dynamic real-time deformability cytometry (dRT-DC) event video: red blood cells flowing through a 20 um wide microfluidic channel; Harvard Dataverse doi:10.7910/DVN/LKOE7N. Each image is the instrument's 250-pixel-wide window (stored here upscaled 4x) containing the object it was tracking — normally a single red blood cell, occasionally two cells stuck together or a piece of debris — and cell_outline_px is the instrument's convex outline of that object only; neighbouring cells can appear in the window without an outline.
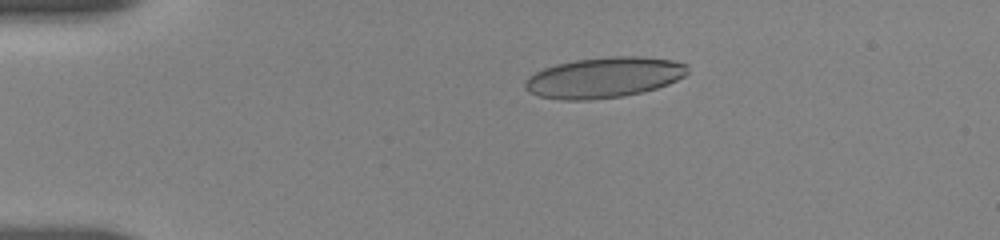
{"species": "human", "species_latin": "Homo sapiens", "temperature_condition": "room temperature", "stored_images_in_passage": 37, "camera_frame_rate_fps": 3000, "um_per_image_px": 0.085, "donor": {"sex": "female"}, "frame": {"image": 1, "passage_image": 6, "time_ms": 3.333, "image_size_px": [1000, 240], "cell_outline_px": [[688, 72], [684, 76], [668, 84], [644, 92], [624, 96], [588, 100], [560, 100], [540, 96], [528, 92], [524, 88], [524, 80], [528, 76], [544, 68], [556, 64], [576, 60], [612, 56], [640, 56], [672, 60], [688, 64]], "centroid_in_image_um": [51.33, 6.59], "position_along_channel_um": 33.7, "area_um2": 38.61}}
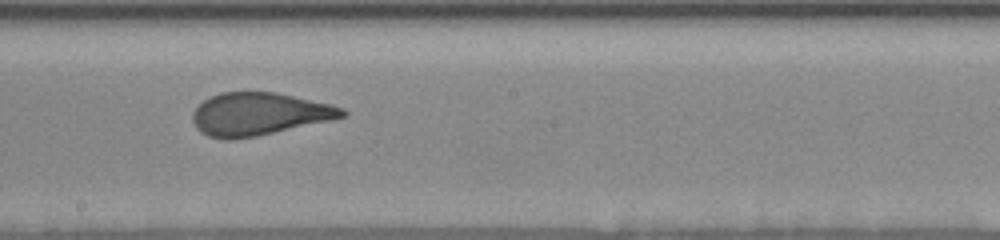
{"frame": {"image": 2, "passage_image": 20, "time_ms": 10.0, "image_size_px": [1000, 240], "cell_outline_px": [[348, 112], [344, 116], [332, 120], [256, 136], [232, 140], [224, 140], [208, 136], [200, 132], [196, 128], [192, 120], [192, 112], [204, 100], [220, 92], [276, 92], [332, 104], [344, 108]], "centroid_in_image_um": [22.01, 9.7], "position_along_channel_um": 226.2, "area_um2": 37.34}}
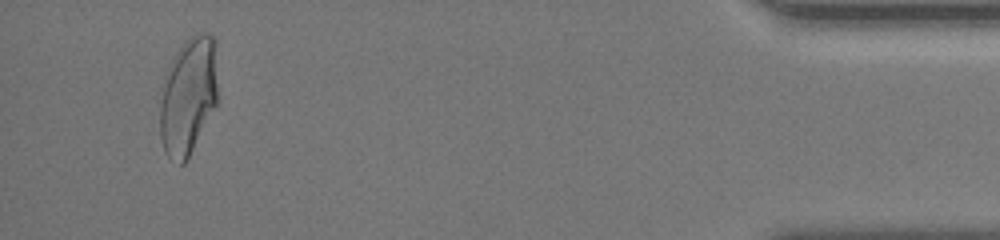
{"frame": {"image": 3, "passage_image": 36, "time_ms": 17.0, "image_size_px": [1000, 240], "cell_outline_px": [[216, 104], [184, 164], [180, 164], [168, 156], [164, 152], [160, 136], [160, 104], [164, 84], [168, 68], [172, 56], [184, 40], [200, 32], [208, 32], [216, 36]], "centroid_in_image_um": [16.0, 8.09], "position_along_channel_um": 419.2, "area_um2": 39.36}, "authors_computed_cell_mechanics": {"area_um2": 37.57, "velocity_mm_per_s": 3.6856, "shape_relaxation_time_tau1_ms": 6.8467, "shape_relaxation_time_tau2_ms": 0.7998, "deformation_change_tau1": 0.2059, "deformation_change_tau2": 0.0946}}